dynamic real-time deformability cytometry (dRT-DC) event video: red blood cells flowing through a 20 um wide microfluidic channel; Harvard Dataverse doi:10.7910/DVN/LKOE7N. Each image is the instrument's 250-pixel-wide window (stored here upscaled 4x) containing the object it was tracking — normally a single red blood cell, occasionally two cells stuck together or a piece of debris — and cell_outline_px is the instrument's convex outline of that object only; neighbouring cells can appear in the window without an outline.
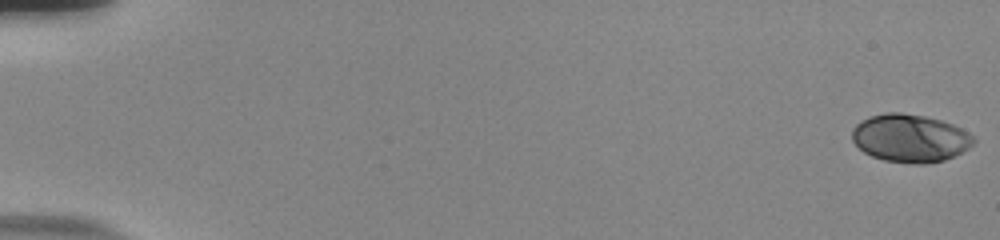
{"species": "human", "species_latin": "Homo sapiens", "temperature_condition": "room temperature", "stored_images_in_passage": 56, "camera_frame_rate_fps": 3000, "um_per_image_px": 0.085, "donor": {"sex": "male"}, "frame": {"image": 1, "passage_image": 1, "time_ms": 0.0, "image_size_px": [1000, 240], "cell_outline_px": [[976, 140], [968, 148], [944, 160], [924, 164], [912, 164], [884, 160], [872, 156], [864, 152], [852, 140], [852, 128], [856, 124], [868, 116], [884, 112], [900, 112], [924, 116], [940, 120], [952, 124], [968, 132]], "centroid_in_image_um": [77.32, 11.74], "position_along_channel_um": 7.7, "area_um2": 33.87}}
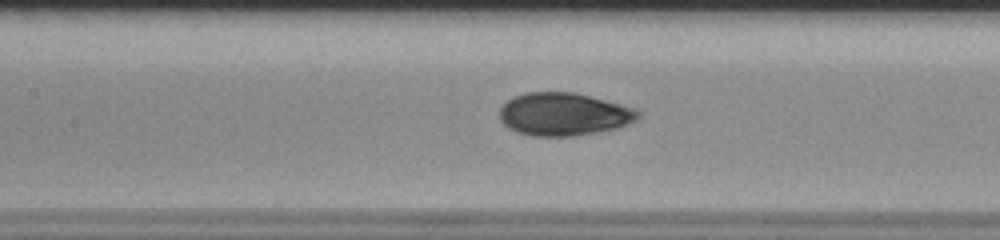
{"frame": {"image": 2, "passage_image": 28, "time_ms": 9.0, "image_size_px": [1000, 240], "cell_outline_px": [[640, 116], [636, 120], [628, 124], [616, 128], [576, 136], [532, 136], [516, 132], [508, 128], [500, 120], [500, 108], [508, 100], [524, 92], [572, 92], [636, 108], [640, 112]], "centroid_in_image_um": [47.91, 9.71], "position_along_channel_um": 159.5, "area_um2": 34.51}}
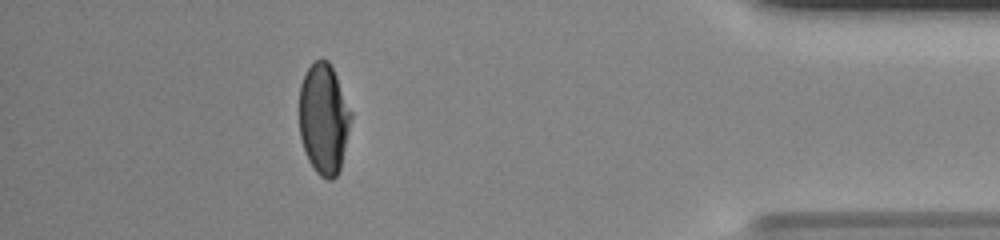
{"frame": {"image": 3, "passage_image": 51, "time_ms": 16.667, "image_size_px": [1000, 240], "cell_outline_px": [[352, 116], [340, 168], [336, 176], [332, 180], [328, 180], [320, 176], [316, 172], [308, 160], [300, 136], [300, 84], [308, 68], [316, 60], [328, 60], [336, 76], [352, 112]], "centroid_in_image_um": [27.52, 10.12], "position_along_channel_um": 407.7, "area_um2": 33.0}, "authors_computed_cell_mechanics": {"area_um2": 34.1598, "velocity_mm_per_s": 3.7511, "shape_relaxation_time_tau1_ms": 6.3269, "shape_relaxation_time_tau2_ms": 0.8253, "deformation_change_tau1": 0.2176, "deformation_change_tau2": 0.0388}}